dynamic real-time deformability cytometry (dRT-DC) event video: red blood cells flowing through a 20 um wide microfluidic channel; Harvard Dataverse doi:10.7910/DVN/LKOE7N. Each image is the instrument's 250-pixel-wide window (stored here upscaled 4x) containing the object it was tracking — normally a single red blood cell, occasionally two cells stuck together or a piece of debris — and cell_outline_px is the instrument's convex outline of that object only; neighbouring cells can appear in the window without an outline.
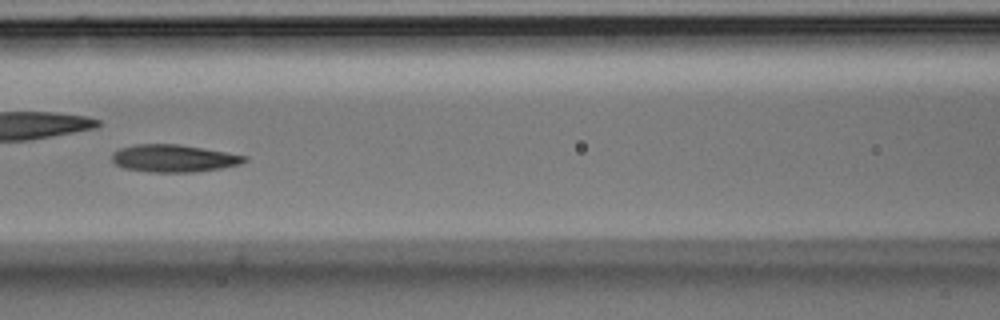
{"species": "Egyptian fruit bat (a non-hibernating species)", "species_latin": "Rousettus aegyptiacus", "temperature_condition": "room temperature", "stored_images_in_passage": 8, "camera_frame_rate_fps": 3000, "um_per_image_px": 0.085, "animal": {"sex": "male"}, "frame": {"image": 1, "passage_image": 6, "time_ms": 1.667, "image_size_px": [1000, 320], "cell_outline_px": [[248, 160], [240, 164], [220, 168], [196, 172], [148, 172], [124, 168], [116, 164], [112, 160], [112, 152], [120, 148], [136, 144], [180, 144], [228, 152], [248, 156]], "centroid_in_image_um": [14.78, 13.45], "position_along_channel_um": 151.8, "area_um2": 21.33}}
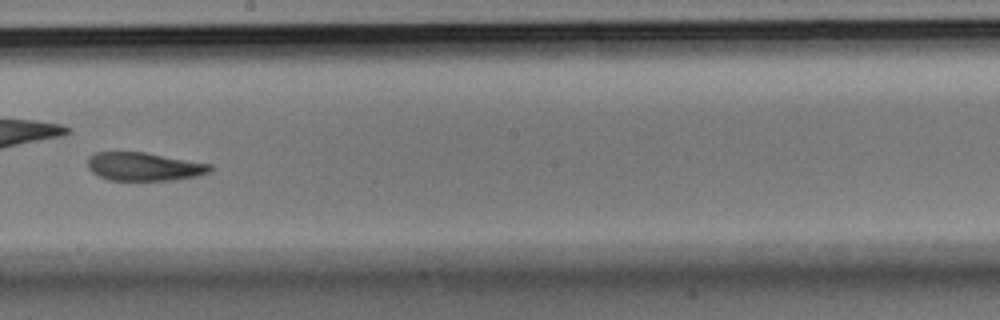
{"frame": {"image": 2, "passage_image": 8, "time_ms": 2.333, "image_size_px": [1000, 320], "cell_outline_px": [[212, 172], [196, 176], [176, 180], [108, 180], [92, 172], [88, 168], [88, 156], [96, 152], [144, 152], [212, 164]], "centroid_in_image_um": [12.26, 14.16], "position_along_channel_um": 235.9, "area_um2": 20.29}}